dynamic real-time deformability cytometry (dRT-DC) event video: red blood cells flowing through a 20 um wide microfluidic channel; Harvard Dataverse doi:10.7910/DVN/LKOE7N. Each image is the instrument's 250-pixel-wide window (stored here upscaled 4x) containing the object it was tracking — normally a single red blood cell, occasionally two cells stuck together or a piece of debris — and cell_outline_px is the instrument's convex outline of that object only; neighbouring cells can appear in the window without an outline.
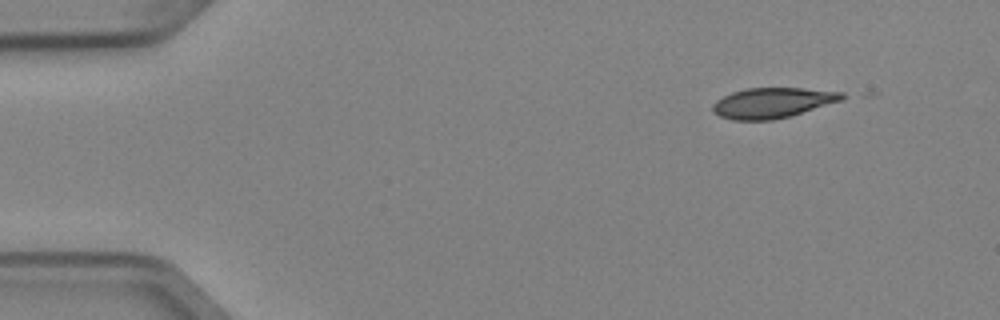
{"species": "Egyptian fruit bat (a non-hibernating species)", "species_latin": "Rousettus aegyptiacus", "temperature_condition": "cold", "stored_images_in_passage": 2, "camera_frame_rate_fps": 3000, "um_per_image_px": 0.085, "animal": {"sex": "female"}, "frame": {"image": 1, "passage_image": 1, "time_ms": 0.0, "image_size_px": [1000, 320], "cell_outline_px": [[848, 96], [840, 100], [788, 116], [772, 120], [732, 120], [720, 116], [712, 112], [712, 104], [716, 100], [732, 92], [744, 88], [800, 88], [844, 92]], "centroid_in_image_um": [65.6, 8.73], "position_along_channel_um": 19.4, "area_um2": 22.6}}